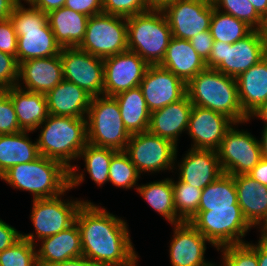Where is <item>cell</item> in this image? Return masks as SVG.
<instances>
[{
    "label": "cell",
    "mask_w": 267,
    "mask_h": 266,
    "mask_svg": "<svg viewBox=\"0 0 267 266\" xmlns=\"http://www.w3.org/2000/svg\"><path fill=\"white\" fill-rule=\"evenodd\" d=\"M75 222L80 230L83 257L98 266H137L139 256L125 220L106 208L84 202Z\"/></svg>",
    "instance_id": "obj_1"
},
{
    "label": "cell",
    "mask_w": 267,
    "mask_h": 266,
    "mask_svg": "<svg viewBox=\"0 0 267 266\" xmlns=\"http://www.w3.org/2000/svg\"><path fill=\"white\" fill-rule=\"evenodd\" d=\"M42 125L37 139L40 155L56 160L69 169L70 188L77 187L84 181V174L83 172L78 174L77 166L71 165L70 162L79 159L80 152L88 143L86 117L74 118L49 114L38 128Z\"/></svg>",
    "instance_id": "obj_2"
},
{
    "label": "cell",
    "mask_w": 267,
    "mask_h": 266,
    "mask_svg": "<svg viewBox=\"0 0 267 266\" xmlns=\"http://www.w3.org/2000/svg\"><path fill=\"white\" fill-rule=\"evenodd\" d=\"M187 95L193 105L225 114L235 123L249 121L240 105L236 78L216 69L206 68L194 76L187 84Z\"/></svg>",
    "instance_id": "obj_3"
},
{
    "label": "cell",
    "mask_w": 267,
    "mask_h": 266,
    "mask_svg": "<svg viewBox=\"0 0 267 266\" xmlns=\"http://www.w3.org/2000/svg\"><path fill=\"white\" fill-rule=\"evenodd\" d=\"M0 179L13 188L31 192L34 199L52 198L71 190L70 170L41 155L31 162L12 166Z\"/></svg>",
    "instance_id": "obj_4"
},
{
    "label": "cell",
    "mask_w": 267,
    "mask_h": 266,
    "mask_svg": "<svg viewBox=\"0 0 267 266\" xmlns=\"http://www.w3.org/2000/svg\"><path fill=\"white\" fill-rule=\"evenodd\" d=\"M28 5L29 8H25L20 1L10 16L18 37V64L30 59L59 55L62 49L55 40L47 21V14L34 8L30 3Z\"/></svg>",
    "instance_id": "obj_5"
},
{
    "label": "cell",
    "mask_w": 267,
    "mask_h": 266,
    "mask_svg": "<svg viewBox=\"0 0 267 266\" xmlns=\"http://www.w3.org/2000/svg\"><path fill=\"white\" fill-rule=\"evenodd\" d=\"M128 50L137 53L149 65H160L173 38L161 9L127 17Z\"/></svg>",
    "instance_id": "obj_6"
},
{
    "label": "cell",
    "mask_w": 267,
    "mask_h": 266,
    "mask_svg": "<svg viewBox=\"0 0 267 266\" xmlns=\"http://www.w3.org/2000/svg\"><path fill=\"white\" fill-rule=\"evenodd\" d=\"M267 55V36L263 31L253 30L244 39L233 44L214 41L207 68L237 78L256 65Z\"/></svg>",
    "instance_id": "obj_7"
},
{
    "label": "cell",
    "mask_w": 267,
    "mask_h": 266,
    "mask_svg": "<svg viewBox=\"0 0 267 266\" xmlns=\"http://www.w3.org/2000/svg\"><path fill=\"white\" fill-rule=\"evenodd\" d=\"M86 119L88 143L125 150L131 134L123 123L119 105L113 96L92 97Z\"/></svg>",
    "instance_id": "obj_8"
},
{
    "label": "cell",
    "mask_w": 267,
    "mask_h": 266,
    "mask_svg": "<svg viewBox=\"0 0 267 266\" xmlns=\"http://www.w3.org/2000/svg\"><path fill=\"white\" fill-rule=\"evenodd\" d=\"M190 223L216 249L246 243L241 238H244L252 227L244 218L241 208H210V211H197Z\"/></svg>",
    "instance_id": "obj_9"
},
{
    "label": "cell",
    "mask_w": 267,
    "mask_h": 266,
    "mask_svg": "<svg viewBox=\"0 0 267 266\" xmlns=\"http://www.w3.org/2000/svg\"><path fill=\"white\" fill-rule=\"evenodd\" d=\"M78 48L102 59L127 51L126 17L106 13L89 17Z\"/></svg>",
    "instance_id": "obj_10"
},
{
    "label": "cell",
    "mask_w": 267,
    "mask_h": 266,
    "mask_svg": "<svg viewBox=\"0 0 267 266\" xmlns=\"http://www.w3.org/2000/svg\"><path fill=\"white\" fill-rule=\"evenodd\" d=\"M60 194L52 198L33 199V207L31 211V221L35 228V233L22 234V237L30 241L33 245H37L35 240L41 241L44 238L58 234L69 228L75 223L76 215L84 200L65 201L61 199ZM36 237V238H35Z\"/></svg>",
    "instance_id": "obj_11"
},
{
    "label": "cell",
    "mask_w": 267,
    "mask_h": 266,
    "mask_svg": "<svg viewBox=\"0 0 267 266\" xmlns=\"http://www.w3.org/2000/svg\"><path fill=\"white\" fill-rule=\"evenodd\" d=\"M124 152L140 174L172 170L177 159V146L149 131L131 134Z\"/></svg>",
    "instance_id": "obj_12"
},
{
    "label": "cell",
    "mask_w": 267,
    "mask_h": 266,
    "mask_svg": "<svg viewBox=\"0 0 267 266\" xmlns=\"http://www.w3.org/2000/svg\"><path fill=\"white\" fill-rule=\"evenodd\" d=\"M217 154L223 172L232 176L248 174L262 159L259 140L233 125L225 133Z\"/></svg>",
    "instance_id": "obj_13"
},
{
    "label": "cell",
    "mask_w": 267,
    "mask_h": 266,
    "mask_svg": "<svg viewBox=\"0 0 267 266\" xmlns=\"http://www.w3.org/2000/svg\"><path fill=\"white\" fill-rule=\"evenodd\" d=\"M64 80L72 82L92 97L104 95L103 59L78 47L60 51Z\"/></svg>",
    "instance_id": "obj_14"
},
{
    "label": "cell",
    "mask_w": 267,
    "mask_h": 266,
    "mask_svg": "<svg viewBox=\"0 0 267 266\" xmlns=\"http://www.w3.org/2000/svg\"><path fill=\"white\" fill-rule=\"evenodd\" d=\"M213 3L205 0H176L164 6V13L172 36L190 40L200 32L210 30L214 9Z\"/></svg>",
    "instance_id": "obj_15"
},
{
    "label": "cell",
    "mask_w": 267,
    "mask_h": 266,
    "mask_svg": "<svg viewBox=\"0 0 267 266\" xmlns=\"http://www.w3.org/2000/svg\"><path fill=\"white\" fill-rule=\"evenodd\" d=\"M104 95L115 96L138 87L149 64L137 53L127 50L103 59Z\"/></svg>",
    "instance_id": "obj_16"
},
{
    "label": "cell",
    "mask_w": 267,
    "mask_h": 266,
    "mask_svg": "<svg viewBox=\"0 0 267 266\" xmlns=\"http://www.w3.org/2000/svg\"><path fill=\"white\" fill-rule=\"evenodd\" d=\"M150 112L177 102L187 94V85L160 65H149L139 84Z\"/></svg>",
    "instance_id": "obj_17"
},
{
    "label": "cell",
    "mask_w": 267,
    "mask_h": 266,
    "mask_svg": "<svg viewBox=\"0 0 267 266\" xmlns=\"http://www.w3.org/2000/svg\"><path fill=\"white\" fill-rule=\"evenodd\" d=\"M232 124L238 125L225 114L193 105L187 129L194 143L191 147L217 151Z\"/></svg>",
    "instance_id": "obj_18"
},
{
    "label": "cell",
    "mask_w": 267,
    "mask_h": 266,
    "mask_svg": "<svg viewBox=\"0 0 267 266\" xmlns=\"http://www.w3.org/2000/svg\"><path fill=\"white\" fill-rule=\"evenodd\" d=\"M174 227L169 249L172 266H216L204 258L206 242H210L190 222Z\"/></svg>",
    "instance_id": "obj_19"
},
{
    "label": "cell",
    "mask_w": 267,
    "mask_h": 266,
    "mask_svg": "<svg viewBox=\"0 0 267 266\" xmlns=\"http://www.w3.org/2000/svg\"><path fill=\"white\" fill-rule=\"evenodd\" d=\"M25 84V88L21 87ZM63 67L59 55L47 58L30 59L19 63L17 87L41 94H47L55 88L62 80Z\"/></svg>",
    "instance_id": "obj_20"
},
{
    "label": "cell",
    "mask_w": 267,
    "mask_h": 266,
    "mask_svg": "<svg viewBox=\"0 0 267 266\" xmlns=\"http://www.w3.org/2000/svg\"><path fill=\"white\" fill-rule=\"evenodd\" d=\"M180 163L179 180L202 190L224 173L214 150L190 148Z\"/></svg>",
    "instance_id": "obj_21"
},
{
    "label": "cell",
    "mask_w": 267,
    "mask_h": 266,
    "mask_svg": "<svg viewBox=\"0 0 267 266\" xmlns=\"http://www.w3.org/2000/svg\"><path fill=\"white\" fill-rule=\"evenodd\" d=\"M192 107L193 104L186 94L179 101L151 112L148 131L177 146L179 135L188 129Z\"/></svg>",
    "instance_id": "obj_22"
},
{
    "label": "cell",
    "mask_w": 267,
    "mask_h": 266,
    "mask_svg": "<svg viewBox=\"0 0 267 266\" xmlns=\"http://www.w3.org/2000/svg\"><path fill=\"white\" fill-rule=\"evenodd\" d=\"M45 96L49 114L74 118L87 117L92 100L85 90L64 79Z\"/></svg>",
    "instance_id": "obj_23"
},
{
    "label": "cell",
    "mask_w": 267,
    "mask_h": 266,
    "mask_svg": "<svg viewBox=\"0 0 267 266\" xmlns=\"http://www.w3.org/2000/svg\"><path fill=\"white\" fill-rule=\"evenodd\" d=\"M37 249L38 266H47L82 256L80 230L75 222L58 234L41 240Z\"/></svg>",
    "instance_id": "obj_24"
},
{
    "label": "cell",
    "mask_w": 267,
    "mask_h": 266,
    "mask_svg": "<svg viewBox=\"0 0 267 266\" xmlns=\"http://www.w3.org/2000/svg\"><path fill=\"white\" fill-rule=\"evenodd\" d=\"M233 178L244 218L252 227L262 226L267 220V186L248 174L234 175Z\"/></svg>",
    "instance_id": "obj_25"
},
{
    "label": "cell",
    "mask_w": 267,
    "mask_h": 266,
    "mask_svg": "<svg viewBox=\"0 0 267 266\" xmlns=\"http://www.w3.org/2000/svg\"><path fill=\"white\" fill-rule=\"evenodd\" d=\"M160 66L171 71L186 85L199 72L207 68L189 40L173 37Z\"/></svg>",
    "instance_id": "obj_26"
},
{
    "label": "cell",
    "mask_w": 267,
    "mask_h": 266,
    "mask_svg": "<svg viewBox=\"0 0 267 266\" xmlns=\"http://www.w3.org/2000/svg\"><path fill=\"white\" fill-rule=\"evenodd\" d=\"M238 97L243 112L250 117L267 102V55L237 78Z\"/></svg>",
    "instance_id": "obj_27"
},
{
    "label": "cell",
    "mask_w": 267,
    "mask_h": 266,
    "mask_svg": "<svg viewBox=\"0 0 267 266\" xmlns=\"http://www.w3.org/2000/svg\"><path fill=\"white\" fill-rule=\"evenodd\" d=\"M9 96L15 108L16 117L23 131L34 132L49 116L45 94L10 87Z\"/></svg>",
    "instance_id": "obj_28"
},
{
    "label": "cell",
    "mask_w": 267,
    "mask_h": 266,
    "mask_svg": "<svg viewBox=\"0 0 267 266\" xmlns=\"http://www.w3.org/2000/svg\"><path fill=\"white\" fill-rule=\"evenodd\" d=\"M89 16L61 7L47 14L56 42L64 47H78L82 42Z\"/></svg>",
    "instance_id": "obj_29"
},
{
    "label": "cell",
    "mask_w": 267,
    "mask_h": 266,
    "mask_svg": "<svg viewBox=\"0 0 267 266\" xmlns=\"http://www.w3.org/2000/svg\"><path fill=\"white\" fill-rule=\"evenodd\" d=\"M28 132L0 134V177L12 166L31 162L40 156L37 141L32 143Z\"/></svg>",
    "instance_id": "obj_30"
},
{
    "label": "cell",
    "mask_w": 267,
    "mask_h": 266,
    "mask_svg": "<svg viewBox=\"0 0 267 266\" xmlns=\"http://www.w3.org/2000/svg\"><path fill=\"white\" fill-rule=\"evenodd\" d=\"M113 97L119 105L123 123L130 134L148 131L151 112L139 86Z\"/></svg>",
    "instance_id": "obj_31"
},
{
    "label": "cell",
    "mask_w": 267,
    "mask_h": 266,
    "mask_svg": "<svg viewBox=\"0 0 267 266\" xmlns=\"http://www.w3.org/2000/svg\"><path fill=\"white\" fill-rule=\"evenodd\" d=\"M137 192L158 214L162 215L172 225L182 223L177 216L174 206L172 179L165 178L141 186L137 185Z\"/></svg>",
    "instance_id": "obj_32"
},
{
    "label": "cell",
    "mask_w": 267,
    "mask_h": 266,
    "mask_svg": "<svg viewBox=\"0 0 267 266\" xmlns=\"http://www.w3.org/2000/svg\"><path fill=\"white\" fill-rule=\"evenodd\" d=\"M210 208H241L232 175L223 173L202 190L198 211H210Z\"/></svg>",
    "instance_id": "obj_33"
},
{
    "label": "cell",
    "mask_w": 267,
    "mask_h": 266,
    "mask_svg": "<svg viewBox=\"0 0 267 266\" xmlns=\"http://www.w3.org/2000/svg\"><path fill=\"white\" fill-rule=\"evenodd\" d=\"M253 29L244 21L223 13L216 8L210 21V32L214 41L233 44L248 36Z\"/></svg>",
    "instance_id": "obj_34"
},
{
    "label": "cell",
    "mask_w": 267,
    "mask_h": 266,
    "mask_svg": "<svg viewBox=\"0 0 267 266\" xmlns=\"http://www.w3.org/2000/svg\"><path fill=\"white\" fill-rule=\"evenodd\" d=\"M118 150L99 147L87 143L80 152L79 158H84L85 169L90 175L92 181L99 187L104 183L109 182V166L112 157Z\"/></svg>",
    "instance_id": "obj_35"
},
{
    "label": "cell",
    "mask_w": 267,
    "mask_h": 266,
    "mask_svg": "<svg viewBox=\"0 0 267 266\" xmlns=\"http://www.w3.org/2000/svg\"><path fill=\"white\" fill-rule=\"evenodd\" d=\"M174 206L177 216L183 222L190 220L197 214L202 189L186 184L178 179L172 180Z\"/></svg>",
    "instance_id": "obj_36"
},
{
    "label": "cell",
    "mask_w": 267,
    "mask_h": 266,
    "mask_svg": "<svg viewBox=\"0 0 267 266\" xmlns=\"http://www.w3.org/2000/svg\"><path fill=\"white\" fill-rule=\"evenodd\" d=\"M140 173L124 151H118L111 159L109 182L116 187L130 189L136 186Z\"/></svg>",
    "instance_id": "obj_37"
},
{
    "label": "cell",
    "mask_w": 267,
    "mask_h": 266,
    "mask_svg": "<svg viewBox=\"0 0 267 266\" xmlns=\"http://www.w3.org/2000/svg\"><path fill=\"white\" fill-rule=\"evenodd\" d=\"M213 5L217 10L244 21L253 30L263 31L265 29L266 21L248 0H215Z\"/></svg>",
    "instance_id": "obj_38"
},
{
    "label": "cell",
    "mask_w": 267,
    "mask_h": 266,
    "mask_svg": "<svg viewBox=\"0 0 267 266\" xmlns=\"http://www.w3.org/2000/svg\"><path fill=\"white\" fill-rule=\"evenodd\" d=\"M0 266H38L35 245L21 237L10 248L0 252Z\"/></svg>",
    "instance_id": "obj_39"
},
{
    "label": "cell",
    "mask_w": 267,
    "mask_h": 266,
    "mask_svg": "<svg viewBox=\"0 0 267 266\" xmlns=\"http://www.w3.org/2000/svg\"><path fill=\"white\" fill-rule=\"evenodd\" d=\"M217 250L222 252L221 266H258L257 244L247 242L223 246Z\"/></svg>",
    "instance_id": "obj_40"
},
{
    "label": "cell",
    "mask_w": 267,
    "mask_h": 266,
    "mask_svg": "<svg viewBox=\"0 0 267 266\" xmlns=\"http://www.w3.org/2000/svg\"><path fill=\"white\" fill-rule=\"evenodd\" d=\"M103 13L130 17L150 10L147 0H102Z\"/></svg>",
    "instance_id": "obj_41"
},
{
    "label": "cell",
    "mask_w": 267,
    "mask_h": 266,
    "mask_svg": "<svg viewBox=\"0 0 267 266\" xmlns=\"http://www.w3.org/2000/svg\"><path fill=\"white\" fill-rule=\"evenodd\" d=\"M19 64L15 56L0 52V85L15 87L18 83Z\"/></svg>",
    "instance_id": "obj_42"
},
{
    "label": "cell",
    "mask_w": 267,
    "mask_h": 266,
    "mask_svg": "<svg viewBox=\"0 0 267 266\" xmlns=\"http://www.w3.org/2000/svg\"><path fill=\"white\" fill-rule=\"evenodd\" d=\"M23 131L17 121L15 108L8 95L0 104V134H13Z\"/></svg>",
    "instance_id": "obj_43"
},
{
    "label": "cell",
    "mask_w": 267,
    "mask_h": 266,
    "mask_svg": "<svg viewBox=\"0 0 267 266\" xmlns=\"http://www.w3.org/2000/svg\"><path fill=\"white\" fill-rule=\"evenodd\" d=\"M18 37L9 19L0 20V52L16 57Z\"/></svg>",
    "instance_id": "obj_44"
},
{
    "label": "cell",
    "mask_w": 267,
    "mask_h": 266,
    "mask_svg": "<svg viewBox=\"0 0 267 266\" xmlns=\"http://www.w3.org/2000/svg\"><path fill=\"white\" fill-rule=\"evenodd\" d=\"M64 7L89 17L103 13L102 0H66Z\"/></svg>",
    "instance_id": "obj_45"
},
{
    "label": "cell",
    "mask_w": 267,
    "mask_h": 266,
    "mask_svg": "<svg viewBox=\"0 0 267 266\" xmlns=\"http://www.w3.org/2000/svg\"><path fill=\"white\" fill-rule=\"evenodd\" d=\"M189 41L198 55L206 61L209 58L214 42L210 30L200 32Z\"/></svg>",
    "instance_id": "obj_46"
},
{
    "label": "cell",
    "mask_w": 267,
    "mask_h": 266,
    "mask_svg": "<svg viewBox=\"0 0 267 266\" xmlns=\"http://www.w3.org/2000/svg\"><path fill=\"white\" fill-rule=\"evenodd\" d=\"M22 237V233L0 219V252L10 248Z\"/></svg>",
    "instance_id": "obj_47"
},
{
    "label": "cell",
    "mask_w": 267,
    "mask_h": 266,
    "mask_svg": "<svg viewBox=\"0 0 267 266\" xmlns=\"http://www.w3.org/2000/svg\"><path fill=\"white\" fill-rule=\"evenodd\" d=\"M66 0H29L34 8L41 10L45 14L64 6Z\"/></svg>",
    "instance_id": "obj_48"
},
{
    "label": "cell",
    "mask_w": 267,
    "mask_h": 266,
    "mask_svg": "<svg viewBox=\"0 0 267 266\" xmlns=\"http://www.w3.org/2000/svg\"><path fill=\"white\" fill-rule=\"evenodd\" d=\"M248 175L260 184L267 186V160L262 158Z\"/></svg>",
    "instance_id": "obj_49"
},
{
    "label": "cell",
    "mask_w": 267,
    "mask_h": 266,
    "mask_svg": "<svg viewBox=\"0 0 267 266\" xmlns=\"http://www.w3.org/2000/svg\"><path fill=\"white\" fill-rule=\"evenodd\" d=\"M19 0H0V20L9 19Z\"/></svg>",
    "instance_id": "obj_50"
},
{
    "label": "cell",
    "mask_w": 267,
    "mask_h": 266,
    "mask_svg": "<svg viewBox=\"0 0 267 266\" xmlns=\"http://www.w3.org/2000/svg\"><path fill=\"white\" fill-rule=\"evenodd\" d=\"M47 266H98L86 257L80 256L77 258L69 259L60 263H55Z\"/></svg>",
    "instance_id": "obj_51"
},
{
    "label": "cell",
    "mask_w": 267,
    "mask_h": 266,
    "mask_svg": "<svg viewBox=\"0 0 267 266\" xmlns=\"http://www.w3.org/2000/svg\"><path fill=\"white\" fill-rule=\"evenodd\" d=\"M258 266H267V241L259 239L257 244Z\"/></svg>",
    "instance_id": "obj_52"
},
{
    "label": "cell",
    "mask_w": 267,
    "mask_h": 266,
    "mask_svg": "<svg viewBox=\"0 0 267 266\" xmlns=\"http://www.w3.org/2000/svg\"><path fill=\"white\" fill-rule=\"evenodd\" d=\"M256 12L266 21L267 20V0H248Z\"/></svg>",
    "instance_id": "obj_53"
},
{
    "label": "cell",
    "mask_w": 267,
    "mask_h": 266,
    "mask_svg": "<svg viewBox=\"0 0 267 266\" xmlns=\"http://www.w3.org/2000/svg\"><path fill=\"white\" fill-rule=\"evenodd\" d=\"M258 117L260 118L261 120H263L265 122V127L264 128H267V102H265L262 106H260L255 112H253L250 117H249V120L250 118L252 117Z\"/></svg>",
    "instance_id": "obj_54"
},
{
    "label": "cell",
    "mask_w": 267,
    "mask_h": 266,
    "mask_svg": "<svg viewBox=\"0 0 267 266\" xmlns=\"http://www.w3.org/2000/svg\"><path fill=\"white\" fill-rule=\"evenodd\" d=\"M259 143H260L262 158L267 160V128L263 129L262 137L261 140H259Z\"/></svg>",
    "instance_id": "obj_55"
},
{
    "label": "cell",
    "mask_w": 267,
    "mask_h": 266,
    "mask_svg": "<svg viewBox=\"0 0 267 266\" xmlns=\"http://www.w3.org/2000/svg\"><path fill=\"white\" fill-rule=\"evenodd\" d=\"M174 1L176 0H147L151 9H162L164 6Z\"/></svg>",
    "instance_id": "obj_56"
},
{
    "label": "cell",
    "mask_w": 267,
    "mask_h": 266,
    "mask_svg": "<svg viewBox=\"0 0 267 266\" xmlns=\"http://www.w3.org/2000/svg\"><path fill=\"white\" fill-rule=\"evenodd\" d=\"M9 89L10 88H8V87L0 85V104L9 95Z\"/></svg>",
    "instance_id": "obj_57"
},
{
    "label": "cell",
    "mask_w": 267,
    "mask_h": 266,
    "mask_svg": "<svg viewBox=\"0 0 267 266\" xmlns=\"http://www.w3.org/2000/svg\"><path fill=\"white\" fill-rule=\"evenodd\" d=\"M259 228H261V230H260L261 235H260L259 238L262 239V240L267 241V220Z\"/></svg>",
    "instance_id": "obj_58"
},
{
    "label": "cell",
    "mask_w": 267,
    "mask_h": 266,
    "mask_svg": "<svg viewBox=\"0 0 267 266\" xmlns=\"http://www.w3.org/2000/svg\"><path fill=\"white\" fill-rule=\"evenodd\" d=\"M264 32H265V34L267 36V20H266V26H265Z\"/></svg>",
    "instance_id": "obj_59"
},
{
    "label": "cell",
    "mask_w": 267,
    "mask_h": 266,
    "mask_svg": "<svg viewBox=\"0 0 267 266\" xmlns=\"http://www.w3.org/2000/svg\"><path fill=\"white\" fill-rule=\"evenodd\" d=\"M205 1H208L210 3H213L215 0H205Z\"/></svg>",
    "instance_id": "obj_60"
}]
</instances>
